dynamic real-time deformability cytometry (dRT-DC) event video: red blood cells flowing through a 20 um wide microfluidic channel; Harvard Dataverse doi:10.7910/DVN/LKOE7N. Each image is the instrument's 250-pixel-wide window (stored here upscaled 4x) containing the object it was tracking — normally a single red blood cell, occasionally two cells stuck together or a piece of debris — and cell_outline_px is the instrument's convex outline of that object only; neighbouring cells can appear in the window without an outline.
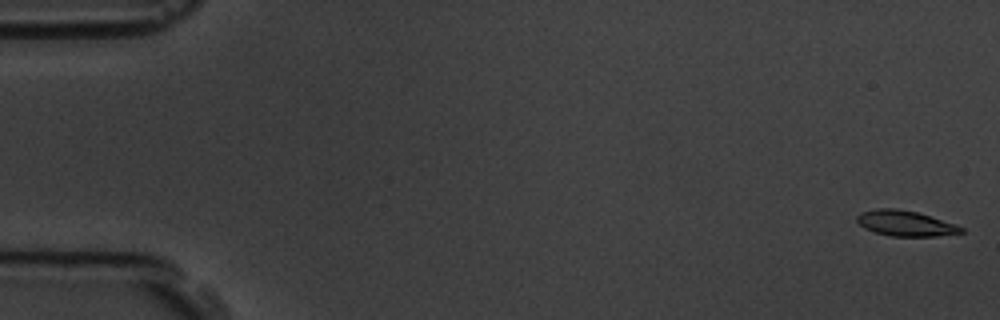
{"species": "common noctule bat (a hibernating species)", "species_latin": "Nyctalus noctula", "temperature_condition": "room temperature", "stored_images_in_passage": 7, "camera_frame_rate_fps": 3000, "um_per_image_px": 0.085, "animal": {"sex": "male", "body_mass_g": 19.5, "forearm_length_mm": 54.6}, "frame": {"image": 1, "passage_image": 1, "time_ms": 0.0, "image_size_px": [1000, 320], "cell_outline_px": [[964, 232], [936, 236], [892, 236], [876, 232], [864, 228], [856, 220], [856, 216], [860, 212], [876, 208], [896, 208], [916, 212], [956, 224], [964, 228]], "centroid_in_image_um": [76.94, 18.97], "position_along_channel_um": 8.1, "area_um2": 15.37}}
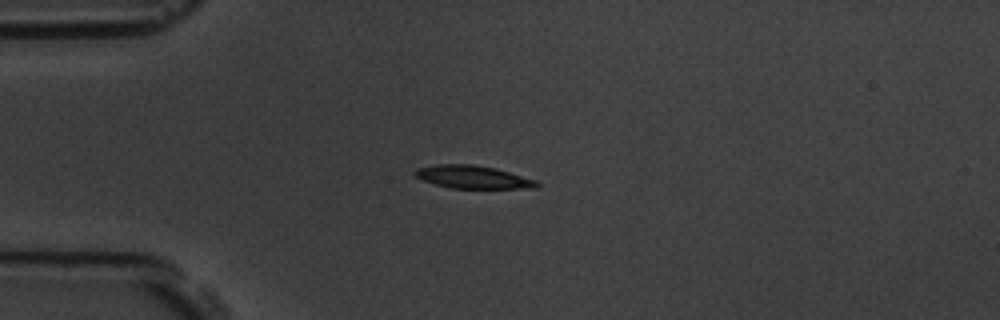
{"frame": {"image": 2, "passage_image": 5, "time_ms": 4.333, "image_size_px": [1000, 320], "cell_outline_px": [[540, 184], [536, 188], [452, 188], [436, 184], [424, 180], [416, 176], [412, 172], [416, 168], [440, 164], [472, 164], [496, 168], [536, 180]], "centroid_in_image_um": [40.2, 15.04], "position_along_channel_um": 44.8, "area_um2": 16.13}}
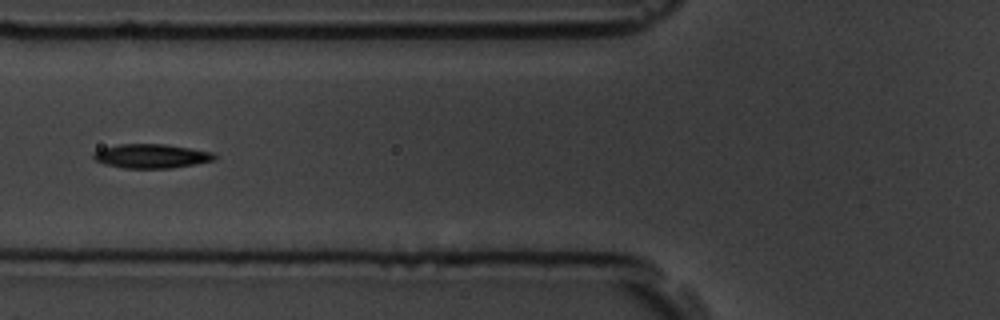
{"frame": {"image": 3, "passage_image": 7, "time_ms": 6.667, "image_size_px": [1000, 320], "cell_outline_px": [[216, 160], [196, 164], [172, 168], [124, 168], [104, 164], [96, 160], [92, 156], [92, 152], [104, 148], [120, 144], [164, 144], [212, 152], [216, 156]], "centroid_in_image_um": [12.86, 13.27], "position_along_channel_um": 112.9, "area_um2": 16.94}}